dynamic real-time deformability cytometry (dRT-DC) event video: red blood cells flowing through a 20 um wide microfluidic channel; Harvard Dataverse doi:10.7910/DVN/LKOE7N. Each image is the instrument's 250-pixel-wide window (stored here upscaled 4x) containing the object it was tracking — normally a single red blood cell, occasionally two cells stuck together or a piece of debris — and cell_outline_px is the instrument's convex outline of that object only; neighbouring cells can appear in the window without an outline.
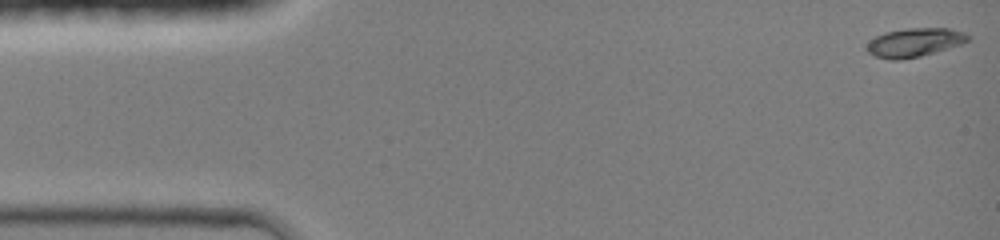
{"species": "common noctule bat (a hibernating species)", "species_latin": "Nyctalus noctula", "temperature_condition": "room temperature", "stored_images_in_passage": 26, "camera_frame_rate_fps": 3000, "um_per_image_px": 0.085, "animal": {"sex": "female", "body_mass_g": 19.0, "forearm_length_mm": 51.5}, "frame": {"image": 1, "passage_image": 1, "time_ms": 0.0, "image_size_px": [1000, 240], "cell_outline_px": [[968, 40], [960, 44], [936, 52], [920, 56], [900, 60], [888, 60], [876, 56], [868, 52], [864, 48], [876, 36], [884, 32], [908, 28], [948, 28], [964, 32], [968, 36]], "centroid_in_image_um": [77.7, 3.61], "position_along_channel_um": 7.3, "area_um2": 16.82}}
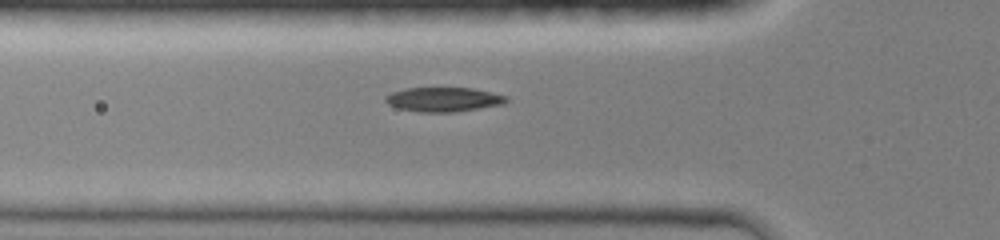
{"frame": {"image": 2, "passage_image": 15, "time_ms": 4.667, "image_size_px": [1000, 240], "cell_outline_px": [[508, 100], [504, 104], [452, 112], [420, 112], [396, 108], [388, 104], [384, 100], [384, 96], [392, 92], [404, 88], [472, 88], [508, 96]], "centroid_in_image_um": [37.66, 8.45], "position_along_channel_um": 88.1, "area_um2": 17.17}}
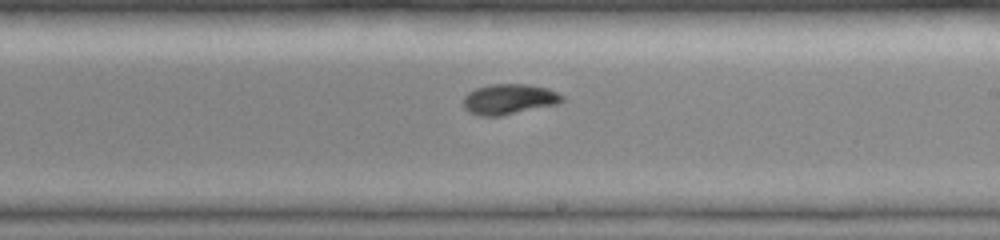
{"frame": {"image": 3, "passage_image": 26, "time_ms": 8.333, "image_size_px": [1000, 240], "cell_outline_px": [[564, 100], [556, 104], [500, 116], [480, 116], [468, 112], [464, 108], [464, 96], [468, 92], [476, 88], [488, 84], [528, 84], [548, 88], [564, 96]], "centroid_in_image_um": [43.24, 8.42], "position_along_channel_um": 245.8, "area_um2": 17.51}}